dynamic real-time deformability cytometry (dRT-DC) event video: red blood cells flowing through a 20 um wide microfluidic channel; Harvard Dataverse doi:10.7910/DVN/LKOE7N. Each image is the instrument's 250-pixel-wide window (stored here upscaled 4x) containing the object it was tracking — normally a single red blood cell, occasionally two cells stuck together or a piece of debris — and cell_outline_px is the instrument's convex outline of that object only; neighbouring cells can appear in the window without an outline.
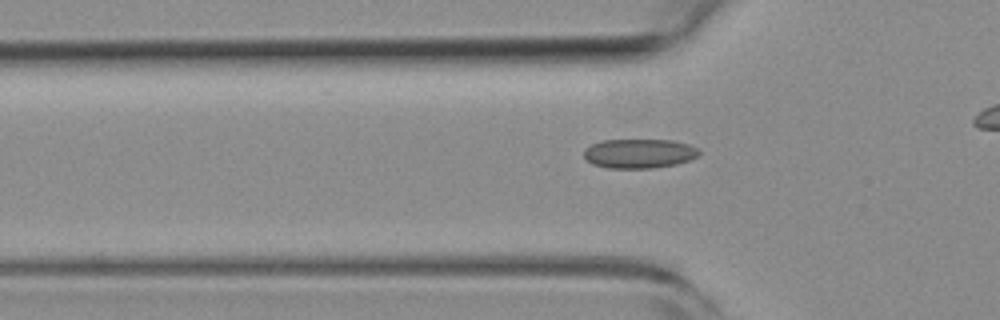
{"species": "common noctule bat (a hibernating species)", "species_latin": "Nyctalus noctula", "temperature_condition": "room temperature", "stored_images_in_passage": 33, "camera_frame_rate_fps": 3000, "um_per_image_px": 0.085, "animal": {"sex": "female", "body_mass_g": 19.3, "forearm_length_mm": 54.1}, "frame": {"image": 1, "passage_image": 7, "time_ms": 2.0, "image_size_px": [1000, 320], "cell_outline_px": [[700, 152], [696, 156], [688, 160], [676, 164], [652, 168], [608, 168], [592, 164], [584, 156], [584, 148], [600, 140], [672, 140], [688, 144], [696, 148]], "centroid_in_image_um": [54.29, 13.04], "position_along_channel_um": 71.5, "area_um2": 19.59}}
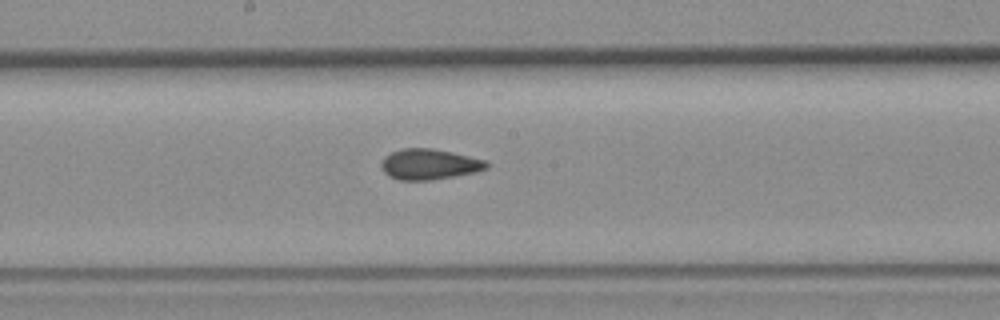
{"frame": {"image": 2, "passage_image": 18, "time_ms": 5.667, "image_size_px": [1000, 320], "cell_outline_px": [[488, 168], [476, 172], [432, 180], [400, 180], [388, 176], [384, 172], [380, 164], [384, 156], [392, 152], [404, 148], [432, 148], [452, 152], [484, 160], [488, 164]], "centroid_in_image_um": [36.46, 13.96], "position_along_channel_um": 211.7, "area_um2": 18.73}}
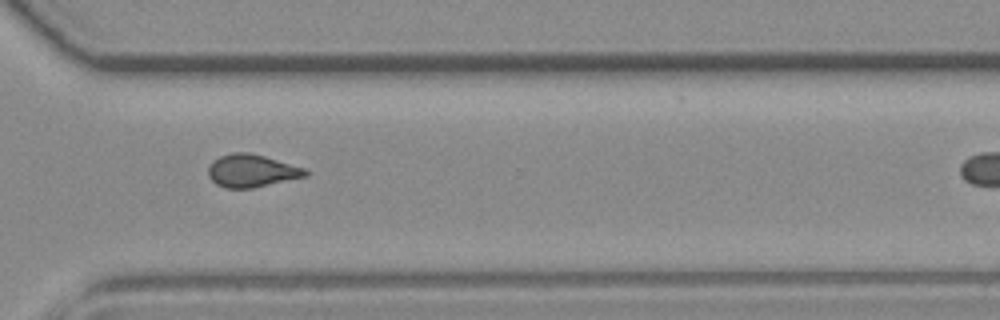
{"frame": {"image": 3, "passage_image": 29, "time_ms": 9.333, "image_size_px": [1000, 320], "cell_outline_px": [[308, 176], [252, 188], [224, 188], [216, 184], [208, 176], [208, 168], [212, 160], [220, 156], [232, 152], [248, 152], [264, 156], [304, 168], [308, 172]], "centroid_in_image_um": [21.36, 14.52], "position_along_channel_um": 349.2, "area_um2": 18.5}}